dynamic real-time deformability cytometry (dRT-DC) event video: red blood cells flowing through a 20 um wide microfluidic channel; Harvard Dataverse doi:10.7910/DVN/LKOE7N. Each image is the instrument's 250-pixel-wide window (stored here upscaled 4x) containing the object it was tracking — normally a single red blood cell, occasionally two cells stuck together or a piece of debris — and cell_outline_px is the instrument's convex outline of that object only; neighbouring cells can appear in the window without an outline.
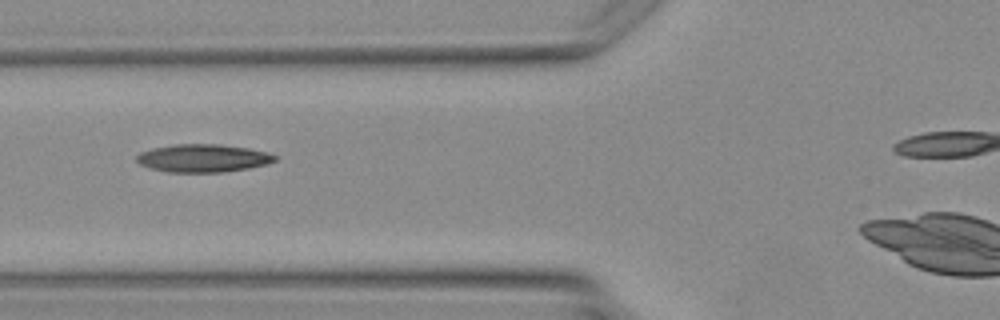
{"species": "Egyptian fruit bat (a non-hibernating species)", "species_latin": "Rousettus aegyptiacus", "temperature_condition": "warm", "stored_images_in_passage": 2, "camera_frame_rate_fps": 3000, "um_per_image_px": 0.085, "animal": {"sex": "female"}, "frame": {"image": 1, "passage_image": 2, "time_ms": 1.0, "image_size_px": [1000, 320], "cell_outline_px": [[276, 160], [264, 164], [248, 168], [224, 172], [168, 172], [152, 168], [140, 164], [136, 160], [136, 156], [140, 152], [152, 148], [172, 144], [220, 144], [248, 148], [264, 152], [276, 156]], "centroid_in_image_um": [17.21, 13.44], "position_along_channel_um": 108.6, "area_um2": 22.31}}